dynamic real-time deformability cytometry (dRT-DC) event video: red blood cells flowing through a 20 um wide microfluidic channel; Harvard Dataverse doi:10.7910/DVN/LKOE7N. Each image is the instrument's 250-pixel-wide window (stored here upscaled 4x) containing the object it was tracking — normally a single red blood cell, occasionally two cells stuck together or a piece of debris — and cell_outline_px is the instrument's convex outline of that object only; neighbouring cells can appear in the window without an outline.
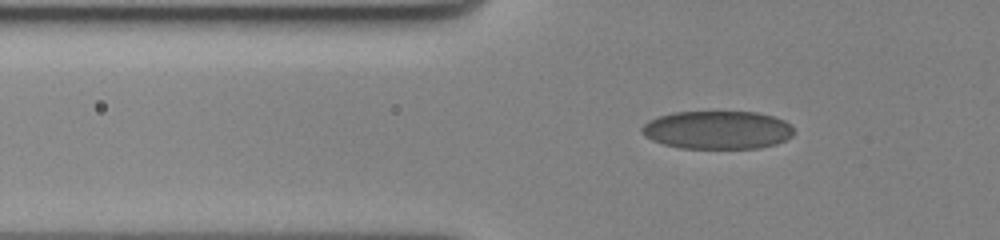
{"species": "human", "species_latin": "Homo sapiens", "temperature_condition": "cold", "stored_images_in_passage": 41, "camera_frame_rate_fps": 3000, "um_per_image_px": 0.085, "donor": {"sex": "female"}, "frame": {"image": 1, "passage_image": 5, "time_ms": 1.333, "image_size_px": [1000, 240], "cell_outline_px": [[792, 136], [776, 144], [760, 148], [680, 148], [664, 144], [652, 140], [644, 136], [640, 132], [640, 128], [648, 120], [672, 112], [756, 112], [772, 116], [784, 120], [792, 128]], "centroid_in_image_um": [60.94, 11.05], "position_along_channel_um": 64.9, "area_um2": 33.81}}
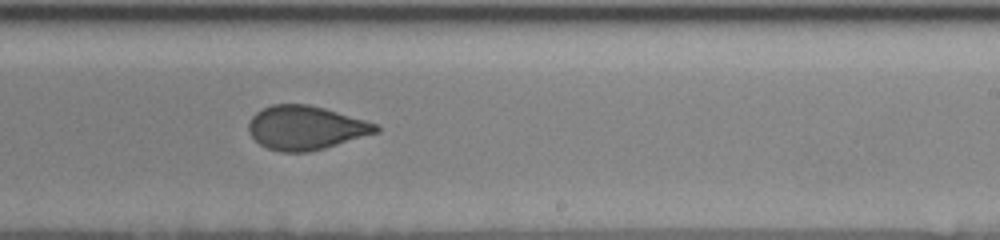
{"frame": {"image": 2, "passage_image": 23, "time_ms": 7.333, "image_size_px": [1000, 240], "cell_outline_px": [[380, 132], [324, 148], [308, 152], [280, 152], [268, 148], [260, 144], [248, 132], [248, 124], [252, 116], [256, 112], [272, 104], [308, 104], [324, 108], [364, 120], [376, 124], [380, 128]], "centroid_in_image_um": [25.97, 10.86], "position_along_channel_um": 263.0, "area_um2": 32.43}}
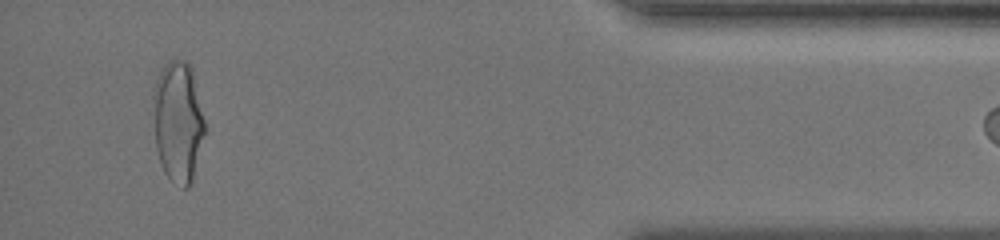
{"frame": {"image": 3, "passage_image": 40, "time_ms": 13.0, "image_size_px": [1000, 240], "cell_outline_px": [[204, 132], [192, 180], [188, 188], [184, 188], [172, 180], [164, 172], [156, 148], [152, 96], [152, 92], [156, 80], [160, 72], [168, 60], [184, 60], [192, 68], [204, 120]], "centroid_in_image_um": [15.11, 10.3], "position_along_channel_um": 420.1, "area_um2": 35.89}}